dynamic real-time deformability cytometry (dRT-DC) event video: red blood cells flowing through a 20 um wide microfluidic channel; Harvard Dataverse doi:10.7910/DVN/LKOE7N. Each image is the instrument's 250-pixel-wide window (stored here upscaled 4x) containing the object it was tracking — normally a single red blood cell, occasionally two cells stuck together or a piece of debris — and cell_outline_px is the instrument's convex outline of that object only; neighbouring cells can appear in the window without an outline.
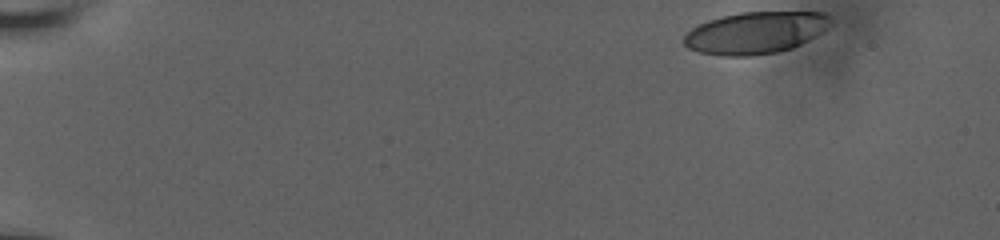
{"species": "human", "species_latin": "Homo sapiens", "temperature_condition": "room temperature", "stored_images_in_passage": 45, "camera_frame_rate_fps": 3000, "um_per_image_px": 0.085, "donor": {"sex": "male"}, "frame": {"image": 1, "passage_image": 1, "time_ms": 0.0, "image_size_px": [1000, 240], "cell_outline_px": [[828, 28], [800, 44], [792, 48], [776, 52], [752, 56], [720, 56], [700, 52], [688, 48], [684, 44], [684, 36], [692, 28], [708, 20], [740, 12], [824, 12], [828, 16]], "centroid_in_image_um": [64.18, 2.79], "position_along_channel_um": 20.8, "area_um2": 35.49}}
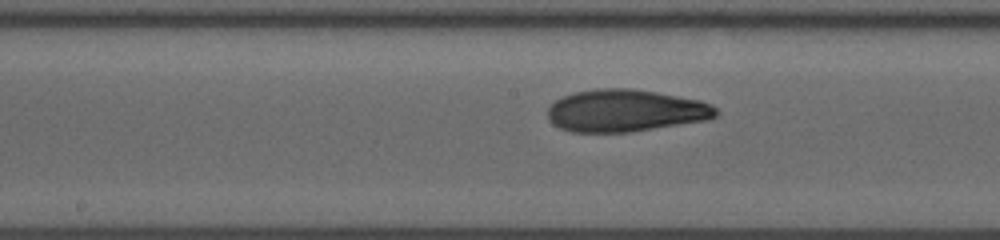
{"frame": {"image": 2, "passage_image": 26, "time_ms": 8.333, "image_size_px": [1000, 240], "cell_outline_px": [[720, 112], [716, 116], [708, 120], [632, 132], [572, 132], [560, 128], [552, 124], [548, 120], [548, 108], [556, 100], [564, 96], [576, 92], [596, 88], [628, 88], [656, 92], [700, 100], [712, 104]], "centroid_in_image_um": [53.18, 9.41], "position_along_channel_um": 195.0, "area_um2": 41.62}}
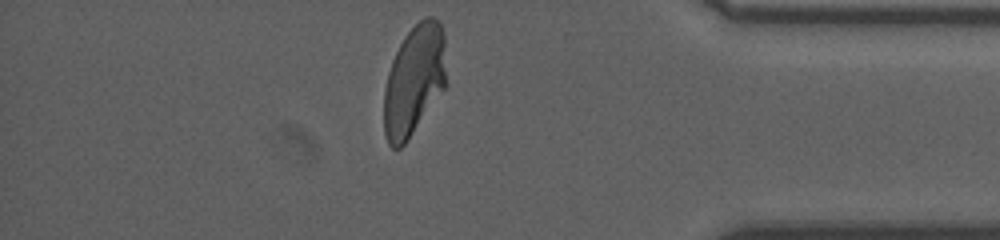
{"frame": {"image": 3, "passage_image": 44, "time_ms": 14.333, "image_size_px": [1000, 240], "cell_outline_px": [[444, 88], [408, 140], [400, 148], [392, 148], [388, 144], [384, 132], [384, 88], [388, 72], [392, 60], [404, 36], [424, 16], [432, 16], [440, 20], [444, 32]], "centroid_in_image_um": [35.17, 6.82], "position_along_channel_um": 400.0, "area_um2": 39.88}, "authors_computed_cell_mechanics": {"area_um2": 40.171, "velocity_mm_per_s": 3.8123, "shape_relaxation_time_tau1_ms": null, "shape_relaxation_time_tau2_ms": 0.8632, "deformation_change_tau1": null, "deformation_change_tau2": 0.0703}}